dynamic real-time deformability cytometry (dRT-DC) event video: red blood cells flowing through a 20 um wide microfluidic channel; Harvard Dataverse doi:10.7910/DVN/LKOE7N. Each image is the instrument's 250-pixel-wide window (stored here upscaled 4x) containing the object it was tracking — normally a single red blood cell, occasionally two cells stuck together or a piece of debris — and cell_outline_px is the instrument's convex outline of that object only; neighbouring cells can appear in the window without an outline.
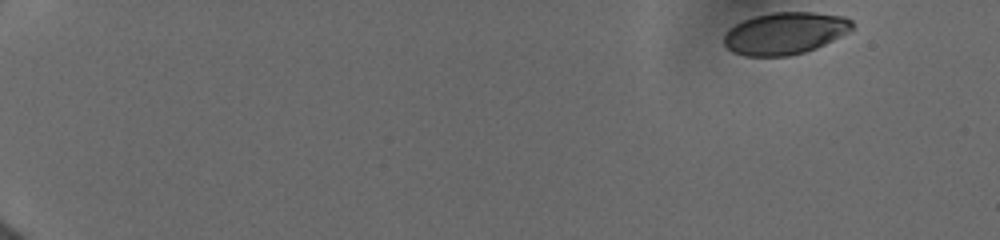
{"species": "human", "species_latin": "Homo sapiens", "temperature_condition": "cold", "stored_images_in_passage": 17, "camera_frame_rate_fps": 3000, "um_per_image_px": 0.085, "donor": {"sex": "female"}, "frame": {"image": 1, "passage_image": 1, "time_ms": 0.0, "image_size_px": [1000, 240], "cell_outline_px": [[852, 28], [848, 32], [816, 48], [804, 52], [788, 56], [744, 56], [732, 52], [724, 44], [724, 32], [728, 28], [752, 16], [772, 12], [816, 12], [844, 16], [852, 20]], "centroid_in_image_um": [66.69, 2.82], "position_along_channel_um": 18.3, "area_um2": 31.56}}
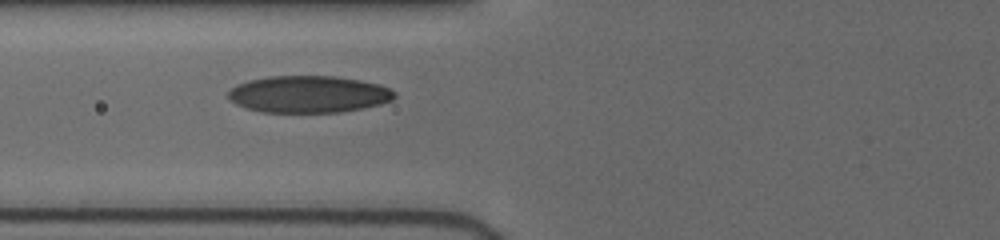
{"frame": {"image": 2, "passage_image": 10, "time_ms": 6.333, "image_size_px": [1000, 240], "cell_outline_px": [[396, 96], [392, 100], [380, 104], [364, 108], [340, 112], [264, 112], [244, 108], [228, 100], [228, 92], [236, 84], [248, 80], [268, 76], [336, 76], [360, 80], [380, 84], [396, 92]], "centroid_in_image_um": [26.22, 8.01], "position_along_channel_um": 99.6, "area_um2": 36.07}}
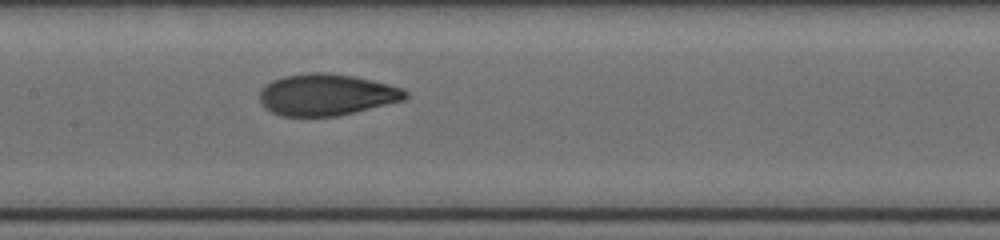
{"frame": {"image": 3, "passage_image": 15, "time_ms": 8.333, "image_size_px": [1000, 240], "cell_outline_px": [[408, 96], [404, 100], [336, 116], [280, 116], [264, 108], [260, 100], [260, 88], [264, 84], [272, 80], [284, 76], [312, 72], [328, 72], [352, 76], [372, 80], [404, 88], [408, 92]], "centroid_in_image_um": [27.73, 8.04], "position_along_channel_um": 179.7, "area_um2": 35.37}}